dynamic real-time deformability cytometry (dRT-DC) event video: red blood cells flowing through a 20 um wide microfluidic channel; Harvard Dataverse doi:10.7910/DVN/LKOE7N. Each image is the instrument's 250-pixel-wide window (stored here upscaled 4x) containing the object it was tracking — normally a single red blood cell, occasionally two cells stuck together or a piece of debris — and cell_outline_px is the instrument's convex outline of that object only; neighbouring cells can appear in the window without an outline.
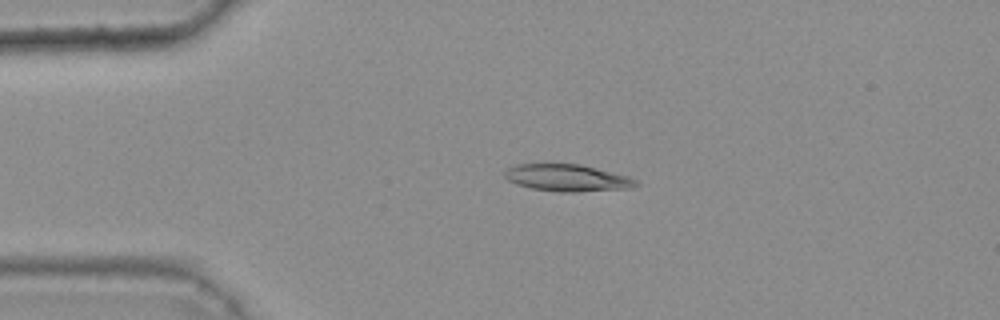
{"species": "common noctule bat (a hibernating species)", "species_latin": "Nyctalus noctula", "temperature_condition": "warm", "stored_images_in_passage": 45, "camera_frame_rate_fps": 3000, "um_per_image_px": 0.085, "animal": {"sex": "female", "body_mass_g": 25.1}, "frame": {"image": 1, "passage_image": 11, "time_ms": 3.333, "image_size_px": [1000, 320], "cell_outline_px": [[640, 184], [632, 188], [580, 192], [560, 192], [532, 188], [516, 184], [508, 180], [504, 176], [504, 172], [512, 164], [544, 160], [580, 164], [628, 176], [636, 180]], "centroid_in_image_um": [48.13, 15.06], "position_along_channel_um": 36.9, "area_um2": 21.68}}
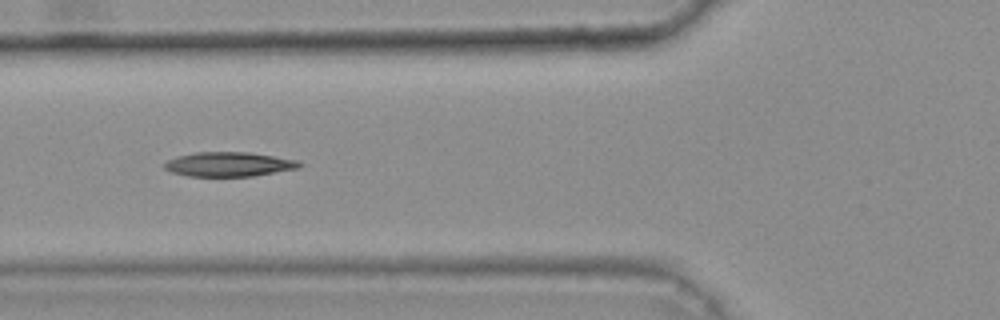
{"frame": {"image": 2, "passage_image": 19, "time_ms": 6.0, "image_size_px": [1000, 320], "cell_outline_px": [[304, 164], [300, 168], [252, 176], [188, 176], [172, 172], [164, 168], [164, 164], [168, 160], [176, 156], [196, 152], [248, 152], [300, 160]], "centroid_in_image_um": [19.5, 13.96], "position_along_channel_um": 106.3, "area_um2": 19.31}}
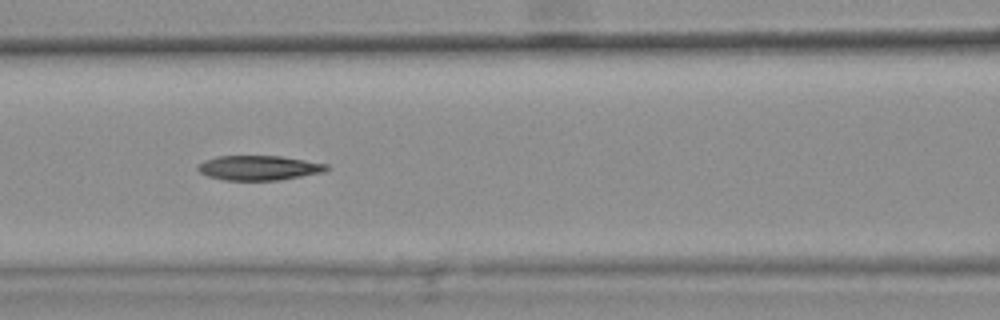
{"frame": {"image": 3, "passage_image": 22, "time_ms": 7.0, "image_size_px": [1000, 320], "cell_outline_px": [[328, 168], [324, 172], [276, 180], [224, 180], [208, 176], [200, 172], [196, 168], [204, 160], [216, 156], [280, 156], [328, 164]], "centroid_in_image_um": [21.98, 14.26], "position_along_channel_um": 144.6, "area_um2": 18.32}, "authors_computed_cell_mechanics": {"area_um2": 19.2474, "velocity_mm_per_s": 3.807, "shape_relaxation_time_tau1_ms": null, "shape_relaxation_time_tau2_ms": 5.0965, "deformation_change_tau1": null, "deformation_change_tau2": 0.1255}}